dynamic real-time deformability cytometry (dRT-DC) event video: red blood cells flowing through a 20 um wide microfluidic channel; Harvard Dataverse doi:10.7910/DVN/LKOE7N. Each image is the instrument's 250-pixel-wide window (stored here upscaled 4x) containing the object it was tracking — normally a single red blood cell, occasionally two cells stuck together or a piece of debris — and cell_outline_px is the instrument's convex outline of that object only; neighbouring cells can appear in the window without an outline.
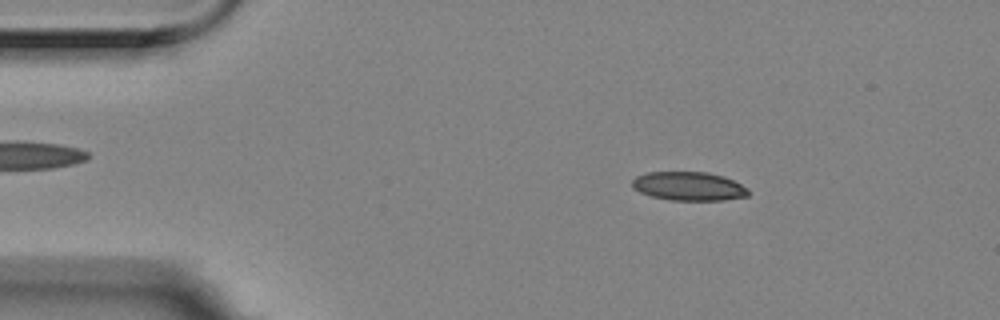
{"species": "Egyptian fruit bat (a non-hibernating species)", "species_latin": "Rousettus aegyptiacus", "temperature_condition": "room temperature", "stored_images_in_passage": 3, "camera_frame_rate_fps": 3000, "um_per_image_px": 0.085, "animal": {"sex": "female"}, "frame": {"image": 1, "passage_image": 1, "time_ms": 0.0, "image_size_px": [1000, 320], "cell_outline_px": [[748, 196], [724, 200], [672, 200], [652, 196], [640, 192], [632, 188], [632, 180], [636, 176], [648, 172], [708, 172], [724, 176], [748, 188]], "centroid_in_image_um": [58.54, 15.82], "position_along_channel_um": 26.5, "area_um2": 19.42}}